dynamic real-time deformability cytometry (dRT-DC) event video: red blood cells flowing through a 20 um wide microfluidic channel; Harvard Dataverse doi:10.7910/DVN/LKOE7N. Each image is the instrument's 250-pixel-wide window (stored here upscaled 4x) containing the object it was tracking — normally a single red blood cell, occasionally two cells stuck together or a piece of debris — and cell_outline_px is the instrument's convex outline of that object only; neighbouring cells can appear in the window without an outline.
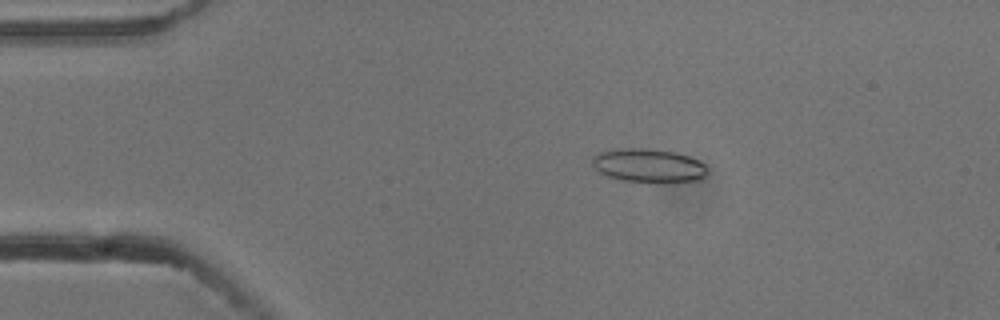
{"species": "common noctule bat (a hibernating species)", "species_latin": "Nyctalus noctula", "temperature_condition": "cold", "stored_images_in_passage": 7, "camera_frame_rate_fps": 3000, "um_per_image_px": 0.085, "animal": {"sex": "male", "body_mass_g": 13.3}, "frame": {"image": 1, "passage_image": 2, "time_ms": 0.333, "image_size_px": [1000, 320], "cell_outline_px": [[708, 172], [700, 180], [656, 184], [624, 180], [608, 176], [600, 172], [592, 164], [592, 156], [600, 152], [620, 148], [648, 148], [676, 152], [688, 156], [704, 164], [708, 168]], "centroid_in_image_um": [55.15, 14.09], "position_along_channel_um": 29.8, "area_um2": 22.95}}
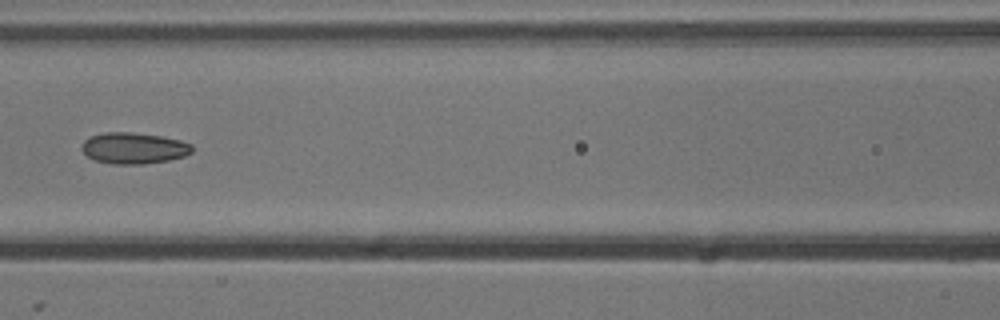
{"frame": {"image": 2, "passage_image": 6, "time_ms": 1.667, "image_size_px": [1000, 320], "cell_outline_px": [[192, 152], [184, 156], [168, 160], [144, 164], [112, 164], [96, 160], [88, 156], [80, 148], [84, 140], [92, 136], [104, 132], [132, 132], [160, 136], [180, 140], [192, 144]], "centroid_in_image_um": [11.37, 12.59], "position_along_channel_um": 155.2, "area_um2": 20.0}}
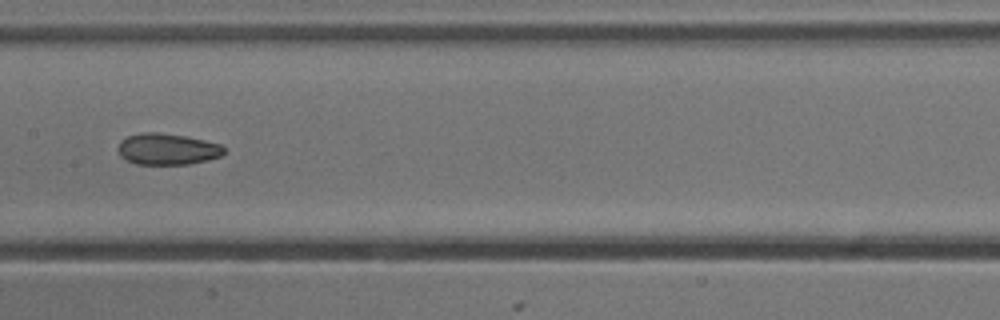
{"frame": {"image": 3, "passage_image": 7, "time_ms": 2.0, "image_size_px": [1000, 320], "cell_outline_px": [[224, 152], [220, 156], [208, 160], [188, 164], [136, 164], [120, 156], [116, 148], [120, 140], [128, 136], [144, 132], [160, 132], [184, 136], [204, 140], [220, 144], [224, 148]], "centroid_in_image_um": [14.19, 12.67], "position_along_channel_um": 193.2, "area_um2": 19.36}}